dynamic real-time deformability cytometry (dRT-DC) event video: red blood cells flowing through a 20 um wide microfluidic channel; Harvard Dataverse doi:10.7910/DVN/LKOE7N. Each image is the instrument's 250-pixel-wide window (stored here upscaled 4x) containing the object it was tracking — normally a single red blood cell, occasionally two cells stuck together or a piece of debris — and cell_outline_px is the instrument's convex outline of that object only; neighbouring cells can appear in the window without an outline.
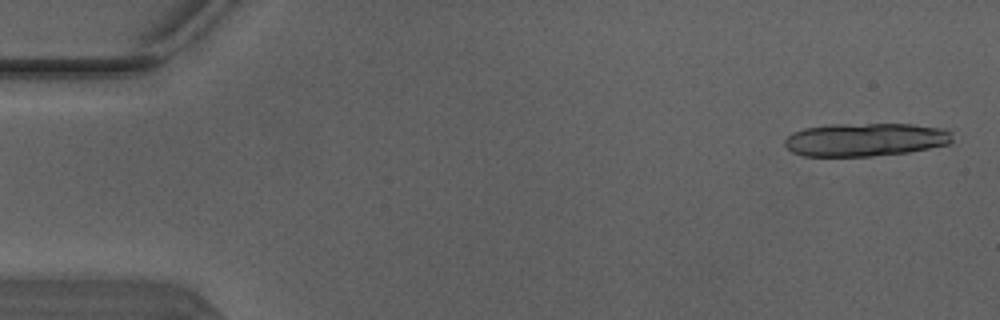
{"species": "Egyptian fruit bat (a non-hibernating species)", "species_latin": "Rousettus aegyptiacus", "temperature_condition": "warm", "stored_images_in_passage": 6, "camera_frame_rate_fps": 3000, "um_per_image_px": 0.085, "animal": {"sex": "male"}, "frame": {"image": 1, "passage_image": 1, "time_ms": 0.0, "image_size_px": [1000, 320], "cell_outline_px": [[952, 140], [948, 144], [908, 152], [872, 156], [804, 156], [792, 152], [784, 144], [784, 140], [792, 132], [804, 128], [832, 124], [912, 124], [944, 128], [952, 132]], "centroid_in_image_um": [73.55, 11.86], "position_along_channel_um": 11.4, "area_um2": 32.54}}
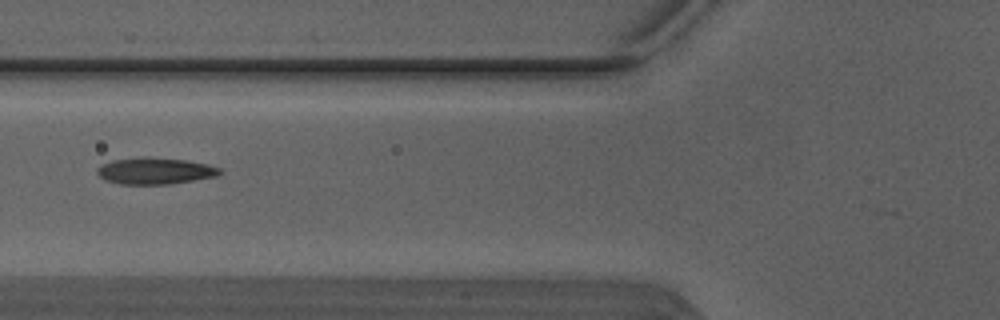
{"frame": {"image": 2, "passage_image": 5, "time_ms": 1.333, "image_size_px": [1000, 320], "cell_outline_px": [[224, 172], [216, 176], [172, 184], [120, 184], [104, 180], [96, 172], [96, 168], [100, 164], [112, 160], [144, 156], [184, 160], [208, 164], [220, 168]], "centroid_in_image_um": [13.15, 14.52], "position_along_channel_um": 112.6, "area_um2": 19.19}}
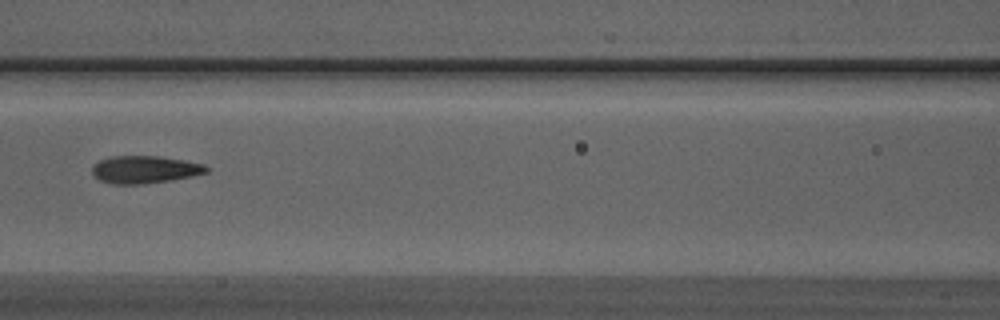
{"frame": {"image": 3, "passage_image": 6, "time_ms": 1.667, "image_size_px": [1000, 320], "cell_outline_px": [[208, 172], [192, 176], [144, 184], [112, 184], [100, 180], [92, 172], [92, 164], [100, 160], [112, 156], [160, 156], [184, 160], [204, 164], [208, 168]], "centroid_in_image_um": [12.29, 14.4], "position_along_channel_um": 154.3, "area_um2": 18.26}}